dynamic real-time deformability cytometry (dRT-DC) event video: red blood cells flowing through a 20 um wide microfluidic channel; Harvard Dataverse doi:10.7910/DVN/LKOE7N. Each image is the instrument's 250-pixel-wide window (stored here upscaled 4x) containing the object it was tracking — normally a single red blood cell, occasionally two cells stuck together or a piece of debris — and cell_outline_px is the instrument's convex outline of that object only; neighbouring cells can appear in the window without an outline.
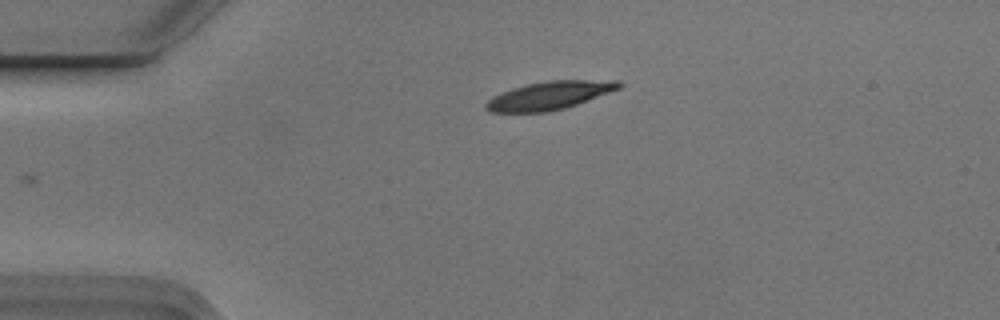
{"species": "Egyptian fruit bat (a non-hibernating species)", "species_latin": "Rousettus aegyptiacus", "temperature_condition": "cold", "stored_images_in_passage": 2, "camera_frame_rate_fps": 3000, "um_per_image_px": 0.085, "animal": {"sex": "male"}, "frame": {"image": 1, "passage_image": 2, "time_ms": 0.333, "image_size_px": [1000, 320], "cell_outline_px": [[624, 84], [620, 88], [576, 104], [564, 108], [548, 112], [488, 112], [484, 108], [484, 104], [492, 96], [512, 88], [524, 84], [548, 80], [620, 80]], "centroid_in_image_um": [46.67, 8.11], "position_along_channel_um": 38.3, "area_um2": 21.91}}